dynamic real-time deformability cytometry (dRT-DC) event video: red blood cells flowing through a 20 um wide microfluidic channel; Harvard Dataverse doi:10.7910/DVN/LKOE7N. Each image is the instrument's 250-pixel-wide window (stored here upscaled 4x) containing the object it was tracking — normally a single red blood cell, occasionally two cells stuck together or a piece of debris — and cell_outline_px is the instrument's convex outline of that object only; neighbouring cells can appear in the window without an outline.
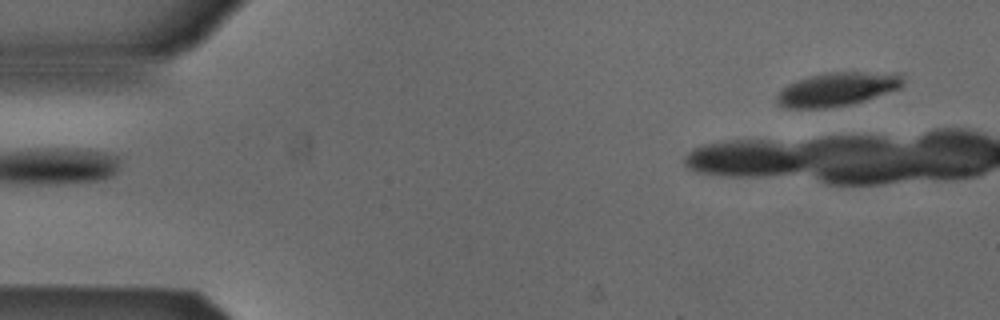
{"species": "Egyptian fruit bat (a non-hibernating species)", "species_latin": "Rousettus aegyptiacus", "temperature_condition": "cold", "stored_images_in_passage": 5, "segment_of_instrument_passage": [2, 2], "camera_frame_rate_fps": 3000, "um_per_image_px": 0.085, "animal": {"sex": "male"}, "frame": {"image": 1, "passage_image": 5, "time_ms": 1.333, "image_size_px": [1000, 320], "cell_outline_px": [[904, 84], [900, 88], [864, 100], [848, 104], [824, 108], [788, 108], [776, 104], [776, 96], [788, 84], [796, 80], [808, 76], [828, 72], [904, 72]], "centroid_in_image_um": [71.21, 7.55], "position_along_channel_um": 13.8, "area_um2": 24.85}}